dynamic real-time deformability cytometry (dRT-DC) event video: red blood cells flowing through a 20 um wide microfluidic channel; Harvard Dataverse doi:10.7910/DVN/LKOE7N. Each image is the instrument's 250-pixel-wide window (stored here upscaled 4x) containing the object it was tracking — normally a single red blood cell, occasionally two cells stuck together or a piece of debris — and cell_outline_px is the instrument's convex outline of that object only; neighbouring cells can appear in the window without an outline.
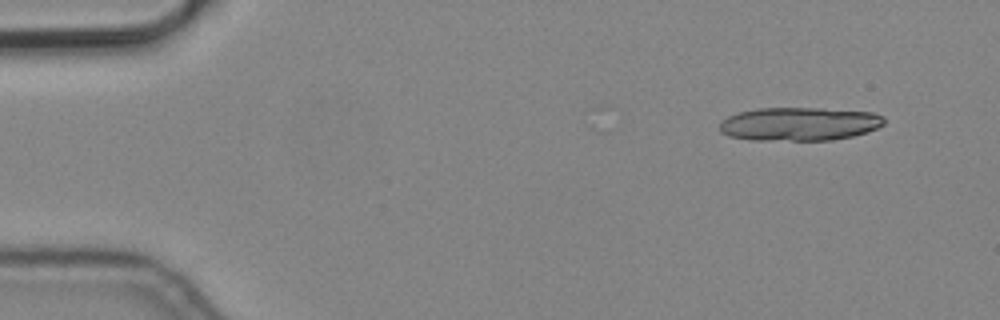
{"species": "common noctule bat (a hibernating species)", "species_latin": "Nyctalus noctula", "temperature_condition": "cold", "stored_images_in_passage": 5, "camera_frame_rate_fps": 3000, "um_per_image_px": 0.085, "animal": {"sex": "male", "body_mass_g": 19.2, "forearm_length_mm": 51.8}, "frame": {"image": 1, "passage_image": 1, "time_ms": 0.0, "image_size_px": [1000, 320], "cell_outline_px": [[884, 124], [876, 128], [852, 136], [832, 140], [748, 140], [728, 136], [720, 132], [720, 124], [728, 116], [740, 112], [756, 108], [820, 108], [872, 112], [884, 116]], "centroid_in_image_um": [67.92, 10.54], "position_along_channel_um": 17.1, "area_um2": 32.08}}